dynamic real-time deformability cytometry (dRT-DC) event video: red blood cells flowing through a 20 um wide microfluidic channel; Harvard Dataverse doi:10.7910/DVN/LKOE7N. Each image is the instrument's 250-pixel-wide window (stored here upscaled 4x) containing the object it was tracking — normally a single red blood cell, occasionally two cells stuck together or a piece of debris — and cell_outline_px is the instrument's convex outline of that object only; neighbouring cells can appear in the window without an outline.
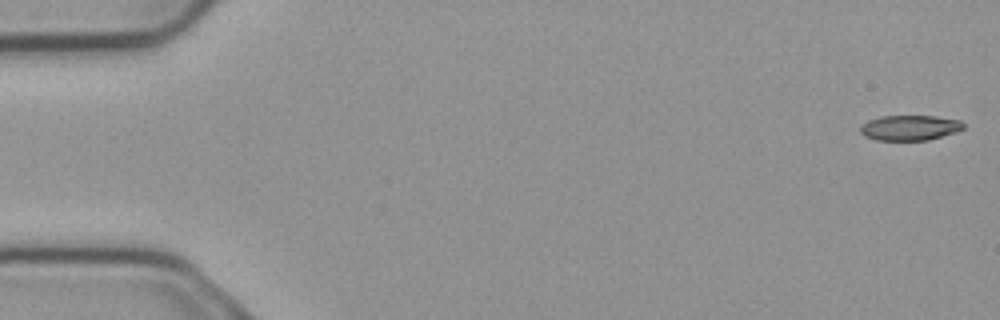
{"species": "common noctule bat (a hibernating species)", "species_latin": "Nyctalus noctula", "temperature_condition": "cold", "stored_images_in_passage": 5, "camera_frame_rate_fps": 3000, "um_per_image_px": 0.085, "animal": {"sex": "male", "body_mass_g": 23.1, "forearm_length_mm": 52.7}, "frame": {"image": 1, "passage_image": 1, "time_ms": 0.0, "image_size_px": [1000, 320], "cell_outline_px": [[964, 128], [956, 132], [928, 140], [876, 140], [864, 136], [860, 132], [860, 124], [868, 120], [880, 116], [936, 116], [960, 120], [964, 124]], "centroid_in_image_um": [77.31, 10.85], "position_along_channel_um": 7.7, "area_um2": 15.26}}